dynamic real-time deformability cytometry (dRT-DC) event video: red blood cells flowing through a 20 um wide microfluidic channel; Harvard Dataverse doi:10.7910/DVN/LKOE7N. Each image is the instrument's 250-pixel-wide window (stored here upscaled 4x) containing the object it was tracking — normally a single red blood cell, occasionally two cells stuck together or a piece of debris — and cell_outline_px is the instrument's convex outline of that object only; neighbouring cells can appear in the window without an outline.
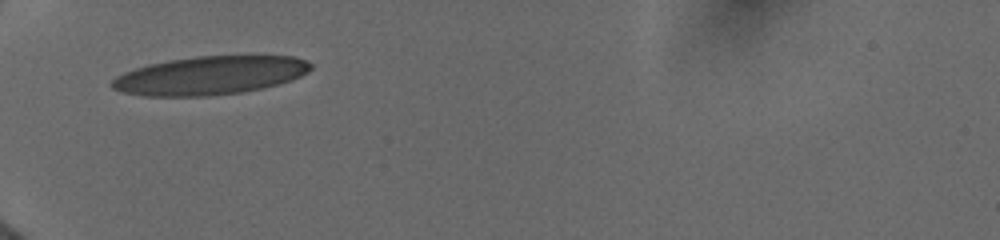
{"species": "human", "species_latin": "Homo sapiens", "temperature_condition": "cold", "stored_images_in_passage": 31, "camera_frame_rate_fps": 3000, "um_per_image_px": 0.085, "donor": {"sex": "female"}, "frame": {"image": 1, "passage_image": 1, "time_ms": 0.0, "image_size_px": [1000, 240], "cell_outline_px": [[312, 68], [308, 72], [300, 76], [276, 84], [260, 88], [240, 92], [208, 96], [144, 96], [120, 92], [112, 88], [108, 84], [116, 76], [124, 72], [148, 64], [168, 60], [196, 56], [292, 56], [304, 60], [312, 64]], "centroid_in_image_um": [17.77, 6.41], "position_along_channel_um": 67.2, "area_um2": 44.39}}
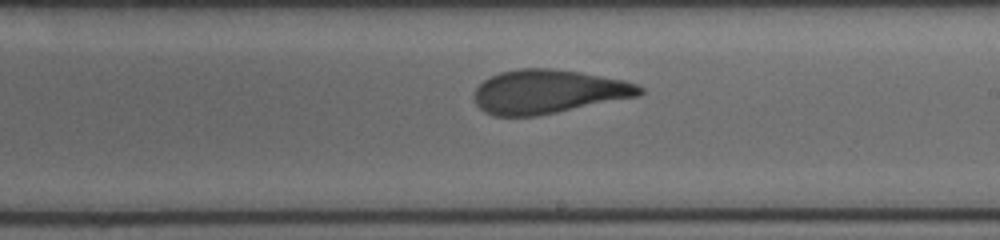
{"frame": {"image": 2, "passage_image": 19, "time_ms": 4.667, "image_size_px": [1000, 240], "cell_outline_px": [[644, 92], [640, 96], [536, 116], [492, 116], [484, 112], [476, 104], [472, 96], [476, 88], [484, 80], [500, 72], [520, 68], [552, 68], [580, 72], [624, 80], [640, 84], [644, 88]], "centroid_in_image_um": [46.61, 7.79], "position_along_channel_um": 242.4, "area_um2": 42.54}}
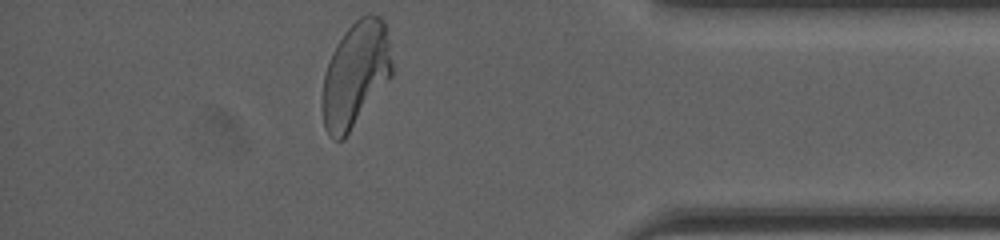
{"frame": {"image": 3, "passage_image": 31, "time_ms": 9.333, "image_size_px": [1000, 240], "cell_outline_px": [[392, 76], [344, 140], [336, 140], [324, 128], [320, 104], [324, 76], [328, 60], [336, 44], [344, 32], [360, 16], [368, 12], [372, 12], [380, 16], [384, 20], [388, 28], [392, 64]], "centroid_in_image_um": [30.22, 6.3], "position_along_channel_um": 405.0, "area_um2": 43.47}, "authors_computed_cell_mechanics": {"area_um2": 43.1188, "velocity_mm_per_s": 3.9615, "shape_relaxation_time_tau1_ms": 4.4213, "shape_relaxation_time_tau2_ms": 1.0665, "deformation_change_tau1": 0.1827, "deformation_change_tau2": 0.0858}}